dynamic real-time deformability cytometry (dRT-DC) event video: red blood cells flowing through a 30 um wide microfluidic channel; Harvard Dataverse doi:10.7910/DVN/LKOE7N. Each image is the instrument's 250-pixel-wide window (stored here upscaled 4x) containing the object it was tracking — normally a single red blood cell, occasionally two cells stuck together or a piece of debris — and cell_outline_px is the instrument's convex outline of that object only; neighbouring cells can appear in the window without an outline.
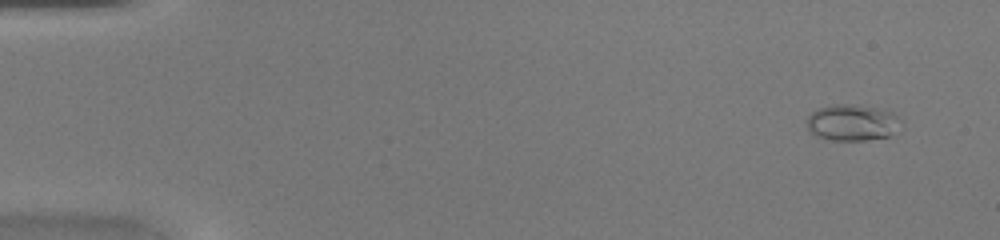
{"species": "common noctule bat (a hibernating species)", "species_latin": "Nyctalus noctula", "temperature_condition": "warm", "stored_images_in_passage": 43, "camera_frame_rate_fps": 3000, "um_per_image_px": 0.085, "animal": {"sex": "female", "body_mass_g": 20.0, "forearm_length_mm": 54.0}, "frame": {"image": 1, "passage_image": 1, "time_ms": 0.0, "image_size_px": [1000, 240], "cell_outline_px": [[896, 120], [888, 136], [864, 140], [832, 140], [820, 136], [812, 132], [808, 128], [808, 116], [812, 112], [820, 108], [832, 104], [856, 104], [884, 108], [892, 112], [896, 116]], "centroid_in_image_um": [72.36, 10.38], "position_along_channel_um": 12.6, "area_um2": 19.19}}
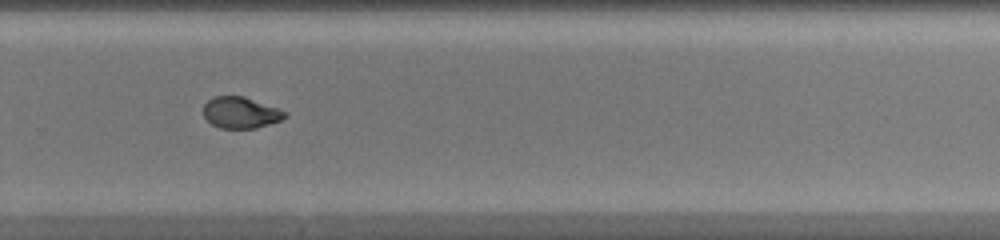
{"frame": {"image": 2, "passage_image": 29, "time_ms": 9.333, "image_size_px": [1000, 240], "cell_outline_px": [[288, 116], [280, 120], [256, 128], [220, 128], [212, 124], [204, 116], [204, 104], [208, 100], [216, 96], [244, 96], [280, 108], [288, 112]], "centroid_in_image_um": [20.49, 9.56], "position_along_channel_um": 309.3, "area_um2": 14.91}}
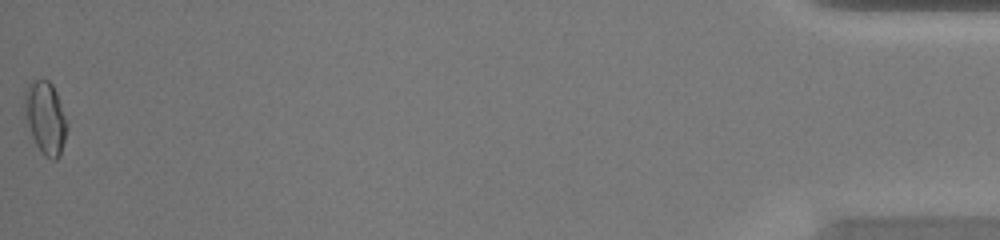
{"frame": {"image": 3, "passage_image": 43, "time_ms": 14.0, "image_size_px": [1000, 240], "cell_outline_px": [[68, 128], [60, 156], [56, 160], [52, 160], [44, 156], [36, 144], [32, 136], [24, 112], [24, 92], [28, 84], [32, 80], [48, 80], [52, 84], [56, 92], [68, 124]], "centroid_in_image_um": [3.87, 10.02], "position_along_channel_um": 431.3, "area_um2": 17.98}}